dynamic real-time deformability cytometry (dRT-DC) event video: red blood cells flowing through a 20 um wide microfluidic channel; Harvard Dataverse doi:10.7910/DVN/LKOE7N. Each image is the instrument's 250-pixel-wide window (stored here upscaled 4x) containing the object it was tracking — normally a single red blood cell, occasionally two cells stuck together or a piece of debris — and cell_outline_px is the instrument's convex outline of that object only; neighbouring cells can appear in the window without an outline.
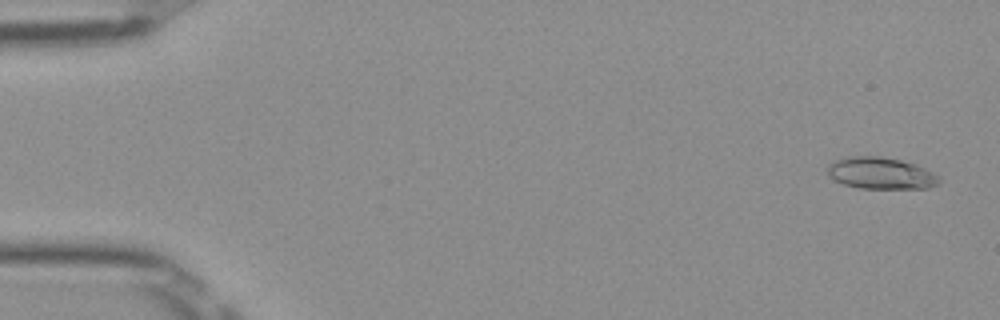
{"species": "Egyptian fruit bat (a non-hibernating species)", "species_latin": "Rousettus aegyptiacus", "temperature_condition": "room temperature", "stored_images_in_passage": 51, "camera_frame_rate_fps": 3000, "um_per_image_px": 0.085, "frame": {"image": 1, "passage_image": 2, "time_ms": 0.333, "image_size_px": [1000, 320], "cell_outline_px": [[940, 180], [936, 184], [928, 188], [860, 188], [844, 184], [828, 176], [828, 164], [836, 160], [848, 156], [880, 156], [900, 160], [916, 164], [940, 176]], "centroid_in_image_um": [74.86, 14.71], "position_along_channel_um": 10.1, "area_um2": 20.52}}
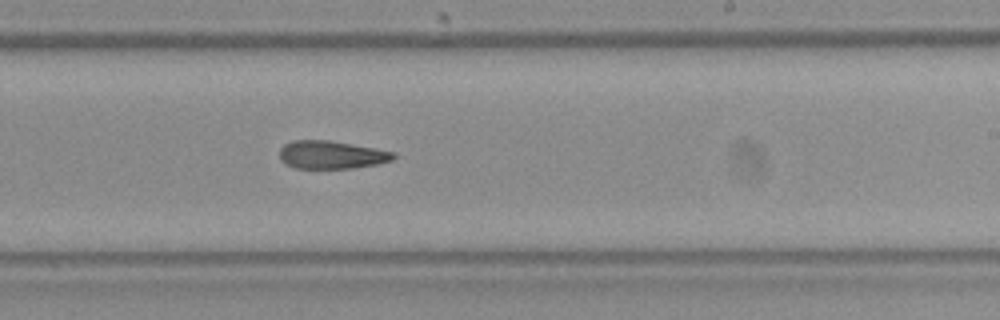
{"frame": {"image": 2, "passage_image": 31, "time_ms": 10.0, "image_size_px": [1000, 320], "cell_outline_px": [[396, 156], [392, 160], [376, 164], [352, 168], [296, 168], [284, 164], [280, 160], [280, 148], [284, 144], [292, 140], [328, 140], [376, 148], [396, 152]], "centroid_in_image_um": [28.16, 13.15], "position_along_channel_um": 260.8, "area_um2": 18.67}}
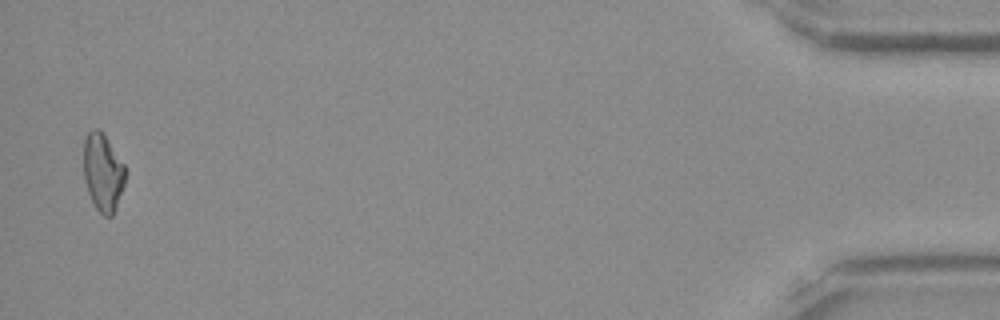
{"frame": {"image": 3, "passage_image": 50, "time_ms": 16.333, "image_size_px": [1000, 320], "cell_outline_px": [[124, 184], [116, 208], [112, 216], [104, 216], [96, 208], [88, 192], [84, 180], [84, 136], [92, 128], [100, 128], [124, 164]], "centroid_in_image_um": [8.72, 14.62], "position_along_channel_um": 426.5, "area_um2": 18.79}, "authors_computed_cell_mechanics": {"area_um2": 19.5364, "velocity_mm_per_s": 3.9958, "shape_relaxation_time_tau1_ms": null, "shape_relaxation_time_tau2_ms": 5.5219, "deformation_change_tau1": null, "deformation_change_tau2": 0.1564}}